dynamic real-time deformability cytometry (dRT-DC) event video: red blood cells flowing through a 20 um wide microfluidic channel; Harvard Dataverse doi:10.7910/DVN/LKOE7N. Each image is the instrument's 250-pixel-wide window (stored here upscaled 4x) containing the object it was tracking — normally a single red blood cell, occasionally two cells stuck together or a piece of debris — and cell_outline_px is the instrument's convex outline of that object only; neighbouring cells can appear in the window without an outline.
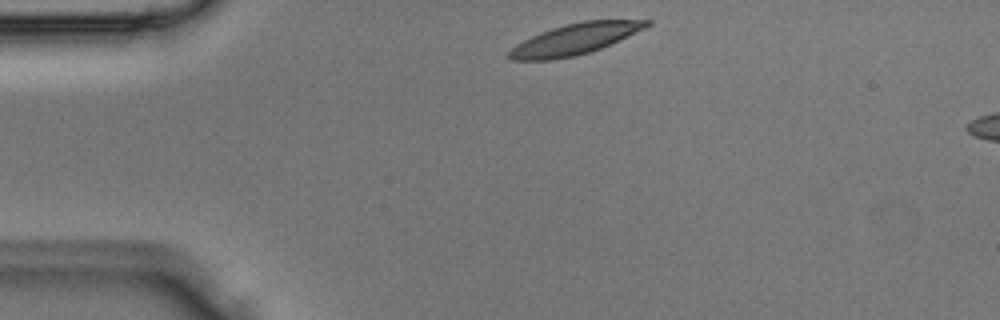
{"species": "Egyptian fruit bat (a non-hibernating species)", "species_latin": "Rousettus aegyptiacus", "temperature_condition": "room temperature", "stored_images_in_passage": 3, "segment_of_instrument_passage": [1, 2], "camera_frame_rate_fps": 3000, "um_per_image_px": 0.085, "animal": {"sex": "male"}, "frame": {"image": 1, "passage_image": 1, "time_ms": 0.0, "image_size_px": [1000, 320], "cell_outline_px": [[652, 24], [644, 28], [600, 48], [576, 56], [552, 60], [512, 60], [504, 56], [516, 44], [540, 32], [552, 28], [584, 20], [652, 20]], "centroid_in_image_um": [48.81, 3.33], "position_along_channel_um": 36.2, "area_um2": 24.45}}